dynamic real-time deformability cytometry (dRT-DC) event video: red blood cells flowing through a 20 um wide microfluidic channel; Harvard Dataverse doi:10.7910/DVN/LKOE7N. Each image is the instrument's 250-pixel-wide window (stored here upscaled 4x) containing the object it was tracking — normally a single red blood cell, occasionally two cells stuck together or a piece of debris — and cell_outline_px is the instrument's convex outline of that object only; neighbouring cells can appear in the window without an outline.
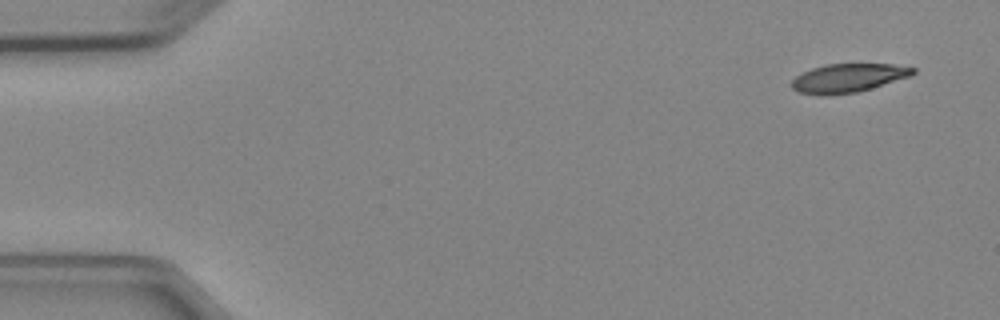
{"species": "Egyptian fruit bat (a non-hibernating species)", "species_latin": "Rousettus aegyptiacus", "temperature_condition": "cold", "stored_images_in_passage": 5, "camera_frame_rate_fps": 3000, "um_per_image_px": 0.085, "animal": {"sex": "female"}, "frame": {"image": 1, "passage_image": 1, "time_ms": 0.0, "image_size_px": [1000, 320], "cell_outline_px": [[916, 72], [912, 76], [872, 88], [856, 92], [824, 96], [820, 96], [800, 92], [792, 88], [792, 80], [796, 76], [812, 68], [824, 64], [892, 64], [916, 68]], "centroid_in_image_um": [72.12, 6.63], "position_along_channel_um": 12.9, "area_um2": 20.35}}
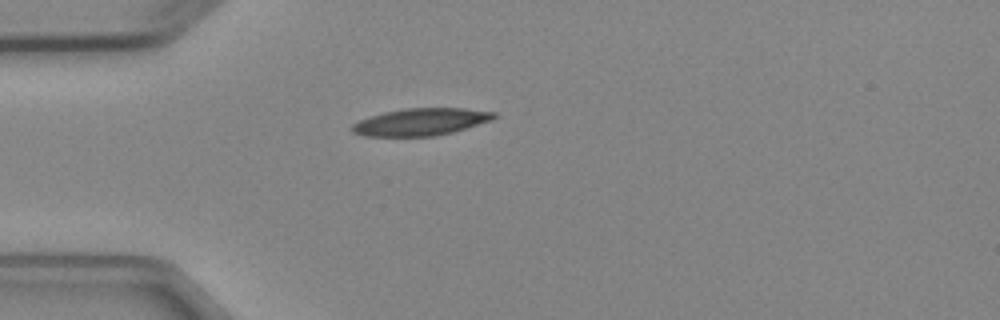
{"frame": {"image": 2, "passage_image": 4, "time_ms": 3.667, "image_size_px": [1000, 320], "cell_outline_px": [[496, 116], [492, 120], [452, 132], [432, 136], [364, 136], [352, 132], [352, 124], [360, 120], [384, 112], [404, 108], [464, 108], [496, 112]], "centroid_in_image_um": [35.77, 10.35], "position_along_channel_um": 49.2, "area_um2": 22.31}}